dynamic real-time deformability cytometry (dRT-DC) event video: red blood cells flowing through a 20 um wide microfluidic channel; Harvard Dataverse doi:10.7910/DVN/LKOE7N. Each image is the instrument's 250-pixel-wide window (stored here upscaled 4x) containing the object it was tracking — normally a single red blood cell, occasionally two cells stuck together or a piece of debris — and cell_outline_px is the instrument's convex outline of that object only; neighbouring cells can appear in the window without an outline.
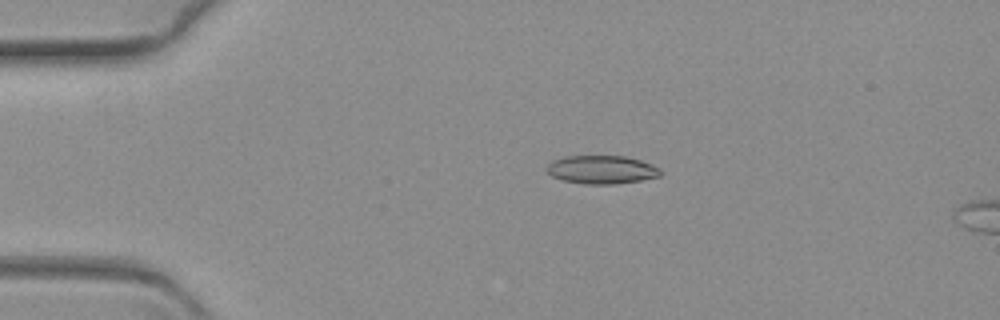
{"species": "common noctule bat (a hibernating species)", "species_latin": "Nyctalus noctula", "temperature_condition": "warm", "stored_images_in_passage": 18, "camera_frame_rate_fps": 3000, "um_per_image_px": 0.085, "animal": {"sex": "female", "body_mass_g": 19.3, "forearm_length_mm": 54.1}, "frame": {"image": 1, "passage_image": 13, "time_ms": 4.0, "image_size_px": [1000, 320], "cell_outline_px": [[660, 176], [640, 180], [612, 184], [584, 184], [564, 180], [552, 176], [544, 168], [552, 160], [564, 156], [624, 156], [640, 160], [660, 168]], "centroid_in_image_um": [51.1, 14.41], "position_along_channel_um": 33.9, "area_um2": 18.67}}